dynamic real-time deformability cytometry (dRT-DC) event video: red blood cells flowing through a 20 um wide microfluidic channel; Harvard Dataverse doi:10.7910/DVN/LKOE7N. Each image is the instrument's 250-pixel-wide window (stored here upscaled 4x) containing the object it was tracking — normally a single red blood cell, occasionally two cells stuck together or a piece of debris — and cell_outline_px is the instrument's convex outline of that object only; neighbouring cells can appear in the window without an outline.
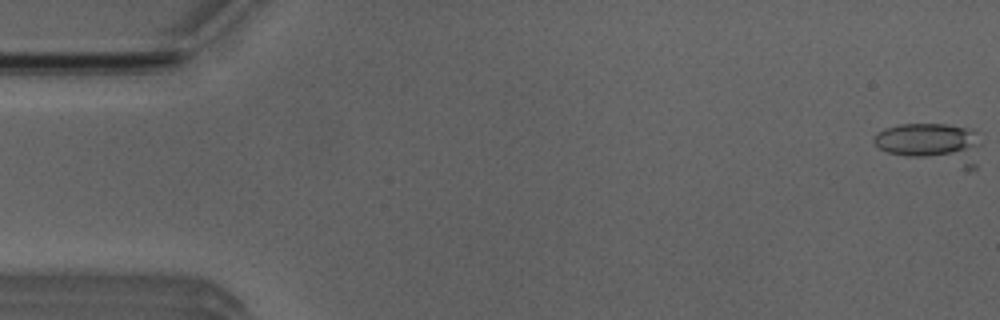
{"species": "Egyptian fruit bat (a non-hibernating species)", "species_latin": "Rousettus aegyptiacus", "temperature_condition": "room temperature", "stored_images_in_passage": 5, "camera_frame_rate_fps": 3000, "um_per_image_px": 0.085, "animal": {"sex": "male"}, "frame": {"image": 1, "passage_image": 1, "time_ms": 0.0, "image_size_px": [1000, 320], "cell_outline_px": [[980, 144], [976, 168], [964, 168], [888, 152], [880, 148], [872, 140], [876, 132], [884, 128], [900, 124], [944, 124], [968, 128], [976, 132]], "centroid_in_image_um": [79.2, 12.18], "position_along_channel_um": 5.8, "area_um2": 25.14}}